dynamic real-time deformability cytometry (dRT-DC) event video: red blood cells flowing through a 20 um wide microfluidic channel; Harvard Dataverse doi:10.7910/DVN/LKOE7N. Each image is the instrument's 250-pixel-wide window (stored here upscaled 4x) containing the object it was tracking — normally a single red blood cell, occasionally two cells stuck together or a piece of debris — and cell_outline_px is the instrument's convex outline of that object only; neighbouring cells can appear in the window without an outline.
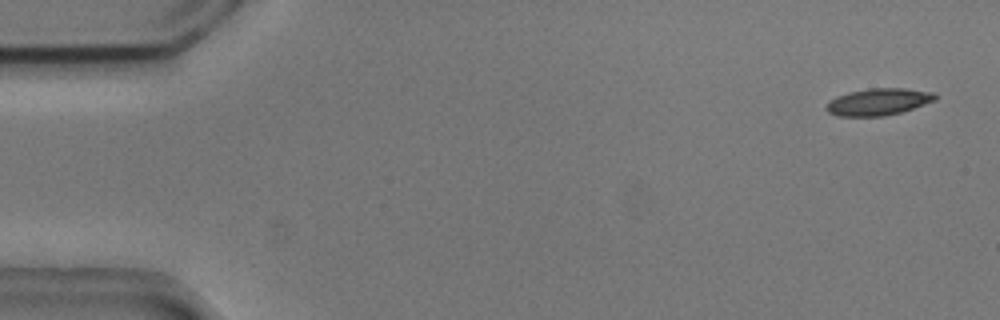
{"species": "common noctule bat (a hibernating species)", "species_latin": "Nyctalus noctula", "temperature_condition": "cold", "stored_images_in_passage": 6, "camera_frame_rate_fps": 3000, "um_per_image_px": 0.085, "animal": {"sex": "male", "body_mass_g": 20.5, "forearm_length_mm": 52.5}, "frame": {"image": 1, "passage_image": 1, "time_ms": 0.0, "image_size_px": [1000, 320], "cell_outline_px": [[936, 100], [900, 112], [884, 116], [836, 116], [828, 112], [824, 108], [828, 100], [836, 96], [848, 92], [868, 88], [904, 88], [936, 92]], "centroid_in_image_um": [74.62, 8.64], "position_along_channel_um": 10.4, "area_um2": 17.22}}